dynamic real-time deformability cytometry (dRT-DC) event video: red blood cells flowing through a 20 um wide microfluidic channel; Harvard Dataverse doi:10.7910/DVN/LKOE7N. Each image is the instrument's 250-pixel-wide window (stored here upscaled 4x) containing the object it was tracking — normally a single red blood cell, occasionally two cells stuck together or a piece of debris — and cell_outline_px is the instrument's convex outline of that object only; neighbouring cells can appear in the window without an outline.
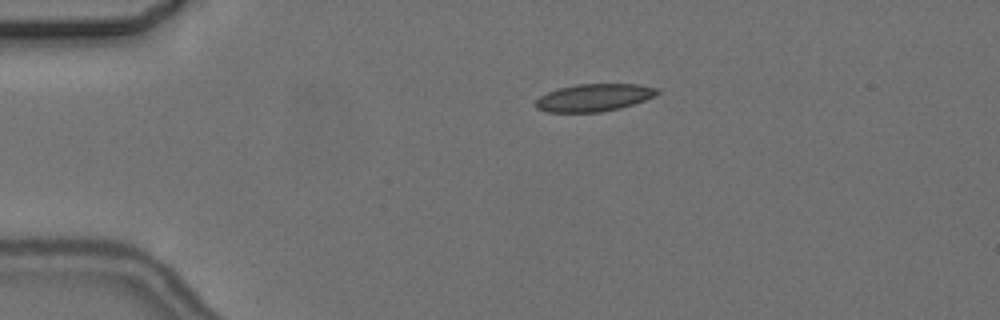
{"species": "common noctule bat (a hibernating species)", "species_latin": "Nyctalus noctula", "temperature_condition": "cold", "stored_images_in_passage": 5, "camera_frame_rate_fps": 3000, "um_per_image_px": 0.085, "animal": {"sex": "female", "body_mass_g": 24.6, "forearm_length_mm": 56.2}, "frame": {"image": 1, "passage_image": 4, "time_ms": 3.667, "image_size_px": [1000, 320], "cell_outline_px": [[660, 92], [644, 100], [620, 108], [600, 112], [544, 112], [536, 108], [536, 100], [540, 96], [548, 92], [560, 88], [576, 84], [640, 84], [660, 88]], "centroid_in_image_um": [50.49, 8.29], "position_along_channel_um": 34.5, "area_um2": 19.42}}